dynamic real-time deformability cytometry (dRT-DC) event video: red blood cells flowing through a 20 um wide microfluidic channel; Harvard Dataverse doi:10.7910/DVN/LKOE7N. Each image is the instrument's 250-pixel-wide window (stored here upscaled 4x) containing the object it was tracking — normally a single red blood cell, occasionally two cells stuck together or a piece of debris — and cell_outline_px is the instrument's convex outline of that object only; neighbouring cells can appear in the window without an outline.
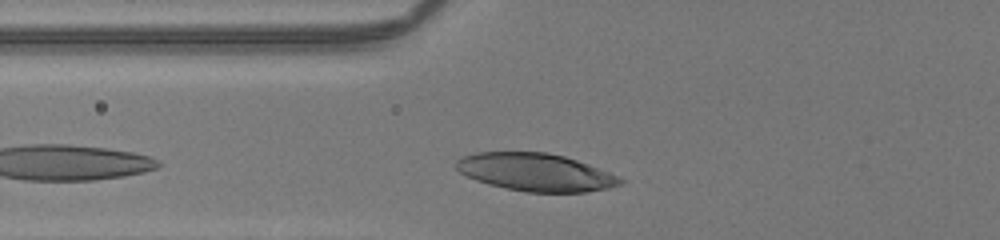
{"species": "human", "species_latin": "Homo sapiens", "temperature_condition": "room temperature", "stored_images_in_passage": 29, "camera_frame_rate_fps": 3000, "um_per_image_px": 0.085, "donor": {"sex": "male"}, "frame": {"image": 1, "passage_image": 5, "time_ms": 1.333, "image_size_px": [1000, 240], "cell_outline_px": [[624, 180], [620, 184], [608, 188], [584, 192], [528, 192], [504, 188], [488, 184], [476, 180], [460, 172], [456, 168], [456, 160], [464, 156], [476, 152], [548, 152], [564, 156], [588, 164], [608, 172]], "centroid_in_image_um": [45.5, 14.63], "position_along_channel_um": 80.3, "area_um2": 35.78}}
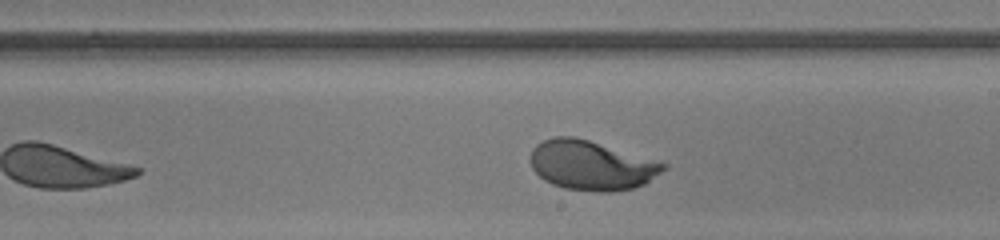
{"frame": {"image": 2, "passage_image": 17, "time_ms": 5.333, "image_size_px": [1000, 240], "cell_outline_px": [[668, 168], [644, 184], [632, 188], [612, 192], [596, 192], [564, 188], [552, 184], [544, 180], [532, 168], [528, 160], [532, 148], [536, 144], [544, 140], [556, 136], [572, 136], [588, 140], [668, 164]], "centroid_in_image_um": [50.24, 14.06], "position_along_channel_um": 238.8, "area_um2": 38.32}}
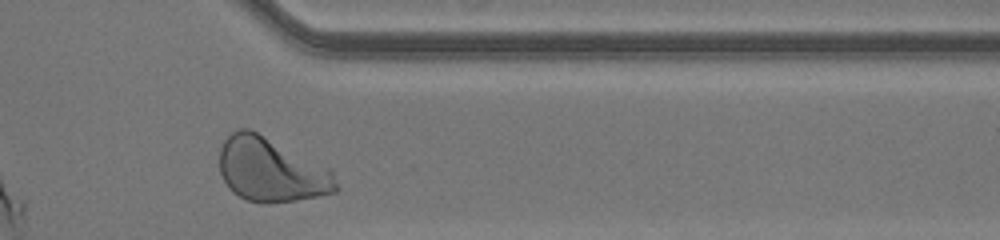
{"frame": {"image": 3, "passage_image": 28, "time_ms": 9.0, "image_size_px": [1000, 240], "cell_outline_px": [[340, 188], [336, 192], [296, 200], [268, 204], [264, 204], [248, 200], [232, 192], [228, 188], [220, 172], [220, 148], [224, 140], [232, 132], [240, 128], [248, 128], [328, 168], [332, 172]], "centroid_in_image_um": [23.02, 14.47], "position_along_channel_um": 388.4, "area_um2": 43.0}, "authors_computed_cell_mechanics": {"area_um2": 38.2636, "velocity_mm_per_s": 4.0585, "shape_relaxation_time_tau1_ms": 1.9452, "shape_relaxation_time_tau2_ms": null, "deformation_change_tau1": 0.1571, "deformation_change_tau2": null}}